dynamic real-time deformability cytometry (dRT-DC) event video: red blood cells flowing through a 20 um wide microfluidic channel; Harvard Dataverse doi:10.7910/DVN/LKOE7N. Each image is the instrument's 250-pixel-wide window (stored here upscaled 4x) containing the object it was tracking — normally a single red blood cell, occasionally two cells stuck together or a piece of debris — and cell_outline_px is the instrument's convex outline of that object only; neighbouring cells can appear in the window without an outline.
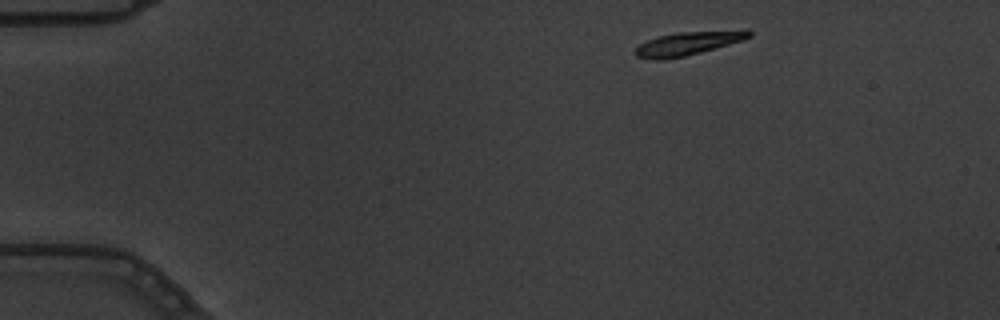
{"species": "common noctule bat (a hibernating species)", "species_latin": "Nyctalus noctula", "temperature_condition": "warm", "stored_images_in_passage": 8, "camera_frame_rate_fps": 3000, "um_per_image_px": 0.085, "animal": {"sex": "male", "body_mass_g": 19.5, "forearm_length_mm": 54.6}, "frame": {"image": 1, "passage_image": 1, "time_ms": 0.0, "image_size_px": [1000, 320], "cell_outline_px": [[752, 36], [744, 40], [700, 52], [684, 56], [664, 60], [652, 60], [636, 56], [632, 52], [640, 44], [656, 36], [676, 32], [744, 28], [748, 28], [752, 32]], "centroid_in_image_um": [58.54, 3.65], "position_along_channel_um": 26.5, "area_um2": 16.18}}
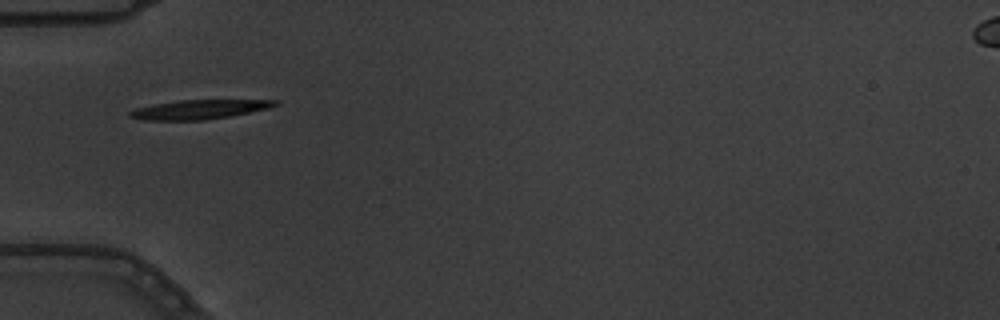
{"frame": {"image": 2, "passage_image": 4, "time_ms": 1.0, "image_size_px": [1000, 320], "cell_outline_px": [[280, 104], [268, 108], [228, 116], [204, 120], [144, 120], [128, 116], [128, 112], [136, 108], [152, 104], [180, 100], [280, 100]], "centroid_in_image_um": [16.91, 9.29], "position_along_channel_um": 68.1, "area_um2": 16.18}}